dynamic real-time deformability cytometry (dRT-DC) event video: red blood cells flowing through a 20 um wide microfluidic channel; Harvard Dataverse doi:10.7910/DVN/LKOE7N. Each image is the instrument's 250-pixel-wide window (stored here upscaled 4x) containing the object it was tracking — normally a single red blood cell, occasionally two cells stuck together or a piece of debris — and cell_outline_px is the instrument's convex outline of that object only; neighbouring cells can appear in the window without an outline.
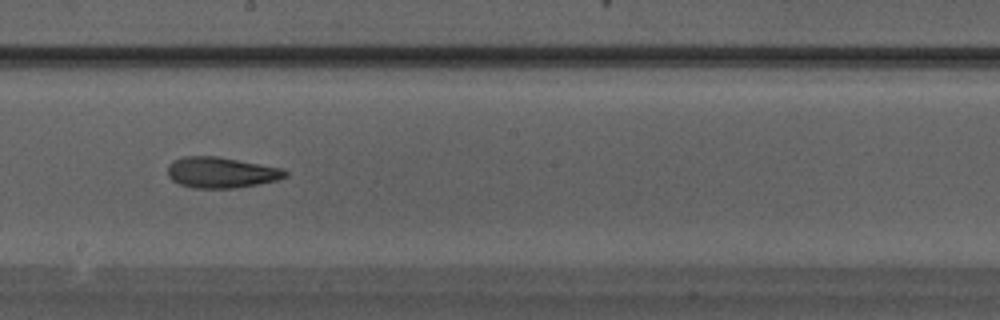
{"species": "Egyptian fruit bat (a non-hibernating species)", "species_latin": "Rousettus aegyptiacus", "temperature_condition": "warm", "stored_images_in_passage": 31, "camera_frame_rate_fps": 3000, "um_per_image_px": 0.085, "animal": {"sex": "male"}, "frame": {"image": 1, "passage_image": 17, "time_ms": 5.333, "image_size_px": [1000, 320], "cell_outline_px": [[288, 176], [276, 180], [256, 184], [232, 188], [192, 188], [180, 184], [172, 180], [168, 176], [168, 164], [172, 160], [184, 156], [220, 156], [284, 168], [288, 172]], "centroid_in_image_um": [18.8, 14.64], "position_along_channel_um": 229.4, "area_um2": 21.33}}